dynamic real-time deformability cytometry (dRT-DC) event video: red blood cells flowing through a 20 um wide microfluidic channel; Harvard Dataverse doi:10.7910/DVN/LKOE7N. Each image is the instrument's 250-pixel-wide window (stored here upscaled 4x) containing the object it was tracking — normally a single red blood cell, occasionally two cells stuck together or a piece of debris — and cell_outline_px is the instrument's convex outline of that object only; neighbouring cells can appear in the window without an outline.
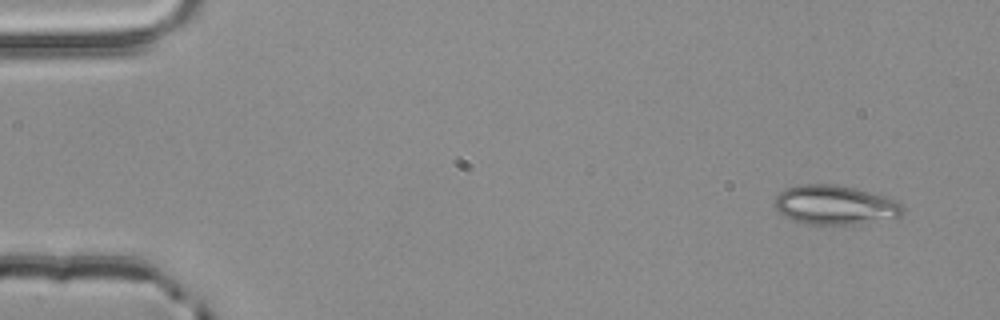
{"species": "common noctule bat (a hibernating species)", "species_latin": "Nyctalus noctula", "temperature_condition": "room temperature", "stored_images_in_passage": 4, "camera_frame_rate_fps": 3000, "um_per_image_px": 0.085, "animal": {"sex": "male", "body_mass_g": 20.4}, "frame": {"image": 1, "passage_image": 1, "time_ms": 0.0, "image_size_px": [1000, 320], "cell_outline_px": [[904, 212], [900, 216], [856, 224], [804, 224], [792, 220], [784, 216], [776, 208], [776, 196], [784, 188], [796, 184], [836, 184], [856, 188], [884, 196], [896, 200], [904, 208]], "centroid_in_image_um": [70.95, 17.41], "position_along_channel_um": 14.1, "area_um2": 29.3}}